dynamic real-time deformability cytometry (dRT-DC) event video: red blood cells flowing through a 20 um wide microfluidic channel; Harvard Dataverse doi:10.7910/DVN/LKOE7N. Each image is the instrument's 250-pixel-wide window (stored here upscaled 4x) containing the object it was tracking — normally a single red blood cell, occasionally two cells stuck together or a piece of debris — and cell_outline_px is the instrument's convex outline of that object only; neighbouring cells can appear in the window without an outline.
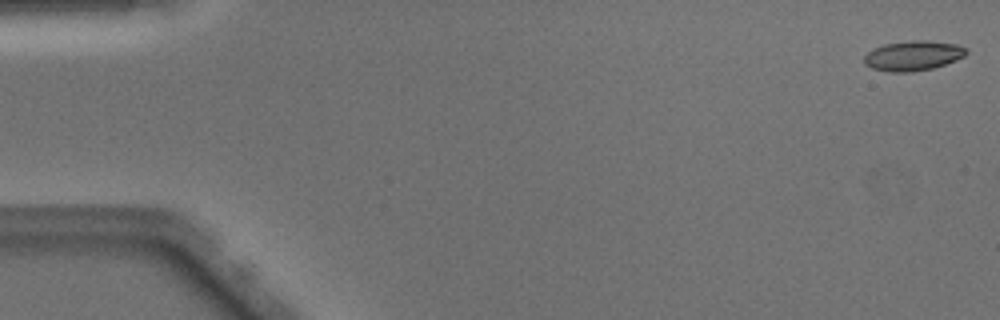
{"species": "Egyptian fruit bat (a non-hibernating species)", "species_latin": "Rousettus aegyptiacus", "temperature_condition": "warm", "stored_images_in_passage": 6, "camera_frame_rate_fps": 3000, "um_per_image_px": 0.085, "animal": {"sex": "male"}, "frame": {"image": 1, "passage_image": 1, "time_ms": 0.0, "image_size_px": [1000, 320], "cell_outline_px": [[968, 52], [964, 56], [956, 60], [932, 68], [912, 72], [888, 72], [872, 68], [864, 64], [864, 56], [872, 48], [884, 44], [912, 40], [928, 40], [956, 44], [968, 48]], "centroid_in_image_um": [77.6, 4.73], "position_along_channel_um": 7.4, "area_um2": 17.92}}